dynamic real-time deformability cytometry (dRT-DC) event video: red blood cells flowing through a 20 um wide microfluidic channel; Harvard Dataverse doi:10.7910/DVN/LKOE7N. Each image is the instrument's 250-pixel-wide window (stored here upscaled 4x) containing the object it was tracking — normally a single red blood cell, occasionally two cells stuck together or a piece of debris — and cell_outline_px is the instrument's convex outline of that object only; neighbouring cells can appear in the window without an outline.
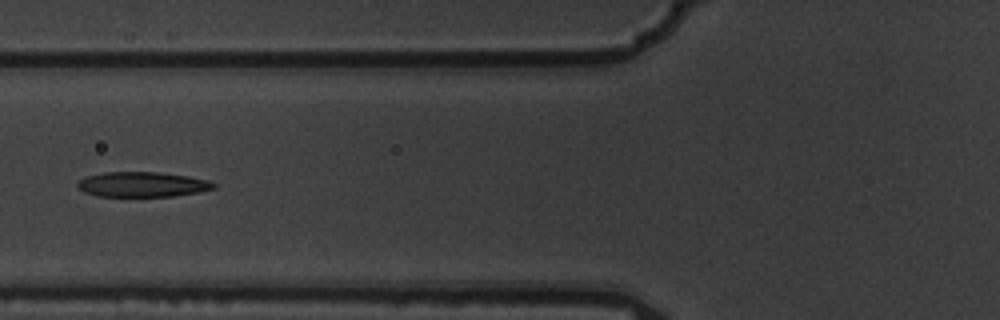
{"species": "common noctule bat (a hibernating species)", "species_latin": "Nyctalus noctula", "temperature_condition": "warm", "stored_images_in_passage": 8, "camera_frame_rate_fps": 3000, "um_per_image_px": 0.085, "animal": {"sex": "male", "body_mass_g": 19.5, "forearm_length_mm": 54.6}, "frame": {"image": 1, "passage_image": 7, "time_ms": 2.0, "image_size_px": [1000, 320], "cell_outline_px": [[216, 188], [200, 192], [172, 196], [96, 196], [84, 192], [76, 188], [76, 184], [80, 180], [88, 176], [104, 172], [156, 172], [188, 176], [208, 180], [216, 184]], "centroid_in_image_um": [12.09, 15.68], "position_along_channel_um": 113.7, "area_um2": 19.88}}
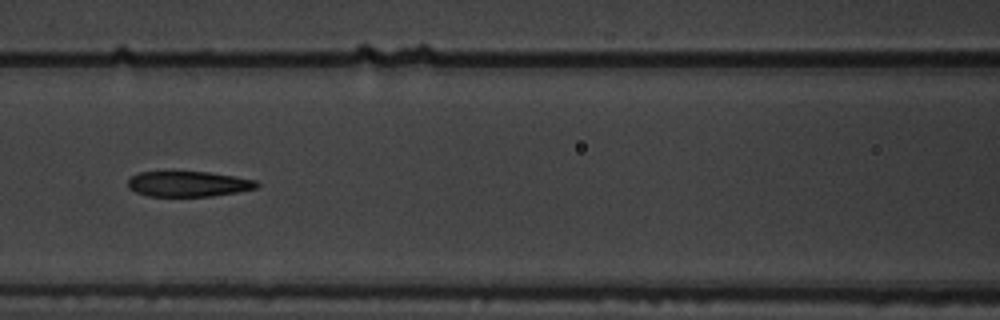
{"frame": {"image": 2, "passage_image": 8, "time_ms": 2.333, "image_size_px": [1000, 320], "cell_outline_px": [[260, 184], [256, 188], [236, 192], [212, 196], [148, 196], [136, 192], [128, 188], [128, 180], [132, 176], [140, 172], [208, 172], [236, 176], [256, 180]], "centroid_in_image_um": [16.02, 15.63], "position_along_channel_um": 150.6, "area_um2": 19.02}}